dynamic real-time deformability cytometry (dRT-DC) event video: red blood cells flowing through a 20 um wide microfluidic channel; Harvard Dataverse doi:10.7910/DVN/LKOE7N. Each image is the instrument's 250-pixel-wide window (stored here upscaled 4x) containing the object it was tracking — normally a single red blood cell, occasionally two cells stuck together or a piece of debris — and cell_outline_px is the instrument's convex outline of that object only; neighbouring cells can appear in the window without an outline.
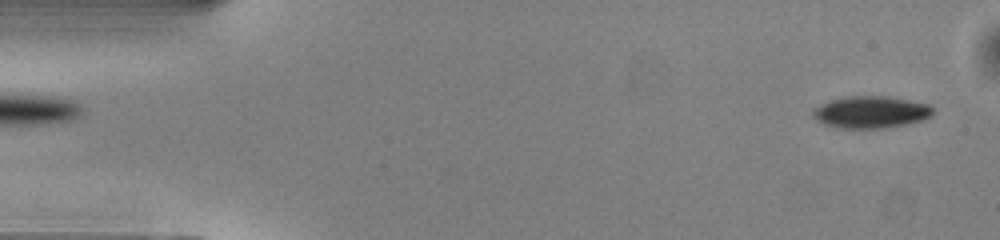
{"species": "common noctule bat (a hibernating species)", "species_latin": "Nyctalus noctula", "temperature_condition": "warm", "stored_images_in_passage": 49, "camera_frame_rate_fps": 3000, "um_per_image_px": 0.085, "animal": {"sex": "male", "body_mass_g": 13.0, "forearm_length_mm": 53.1}, "frame": {"image": 1, "passage_image": 2, "time_ms": 0.333, "image_size_px": [1000, 240], "cell_outline_px": [[932, 116], [908, 124], [884, 128], [836, 128], [824, 124], [816, 120], [812, 116], [812, 108], [832, 100], [848, 96], [884, 96], [908, 100], [928, 104], [932, 108]], "centroid_in_image_um": [73.98, 9.54], "position_along_channel_um": 11.0, "area_um2": 22.31}}
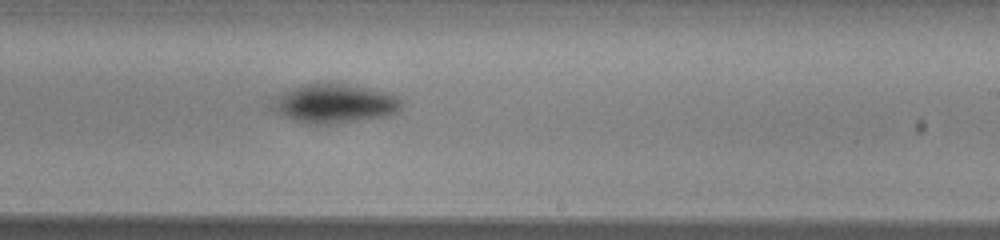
{"frame": {"image": 2, "passage_image": 29, "time_ms": 9.333, "image_size_px": [1000, 240], "cell_outline_px": [[400, 108], [396, 112], [384, 116], [336, 124], [300, 124], [276, 112], [272, 108], [272, 100], [284, 92], [300, 84], [320, 80], [332, 80], [392, 92], [400, 100]], "centroid_in_image_um": [28.41, 8.75], "position_along_channel_um": 260.6, "area_um2": 30.46}}
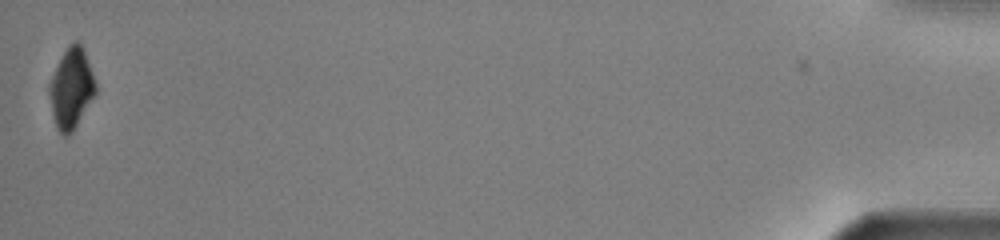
{"frame": {"image": 3, "passage_image": 49, "time_ms": 16.0, "image_size_px": [1000, 240], "cell_outline_px": [[96, 92], [72, 132], [68, 136], [64, 136], [56, 128], [52, 112], [48, 92], [48, 84], [68, 44], [72, 40], [76, 40], [84, 48], [96, 84]], "centroid_in_image_um": [6.05, 7.49], "position_along_channel_um": 429.2, "area_um2": 21.39}, "authors_computed_cell_mechanics": {"area_um2": 26.877, "velocity_mm_per_s": 4.0897, "shape_relaxation_time_tau1_ms": 1.8551, "shape_relaxation_time_tau2_ms": null, "deformation_change_tau1": 0.1154, "deformation_change_tau2": null}}